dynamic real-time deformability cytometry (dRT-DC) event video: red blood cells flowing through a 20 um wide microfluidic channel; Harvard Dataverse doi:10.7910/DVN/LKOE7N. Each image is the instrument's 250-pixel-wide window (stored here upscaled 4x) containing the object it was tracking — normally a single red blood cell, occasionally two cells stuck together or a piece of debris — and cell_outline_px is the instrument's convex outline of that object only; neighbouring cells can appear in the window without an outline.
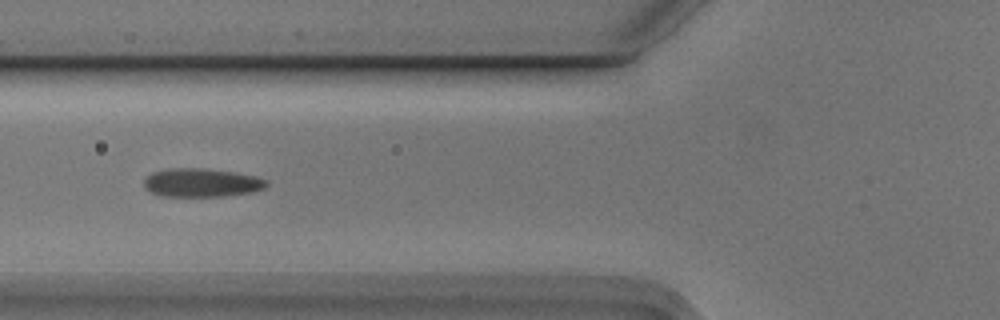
{"species": "Egyptian fruit bat (a non-hibernating species)", "species_latin": "Rousettus aegyptiacus", "temperature_condition": "cold", "stored_images_in_passage": 8, "camera_frame_rate_fps": 3000, "um_per_image_px": 0.085, "animal": {"sex": "male"}, "frame": {"image": 1, "passage_image": 6, "time_ms": 1.667, "image_size_px": [1000, 320], "cell_outline_px": [[268, 184], [264, 188], [252, 192], [224, 196], [160, 196], [144, 188], [144, 180], [152, 172], [168, 168], [200, 168], [232, 172], [256, 176], [268, 180]], "centroid_in_image_um": [17.13, 15.53], "position_along_channel_um": 108.7, "area_um2": 20.35}}
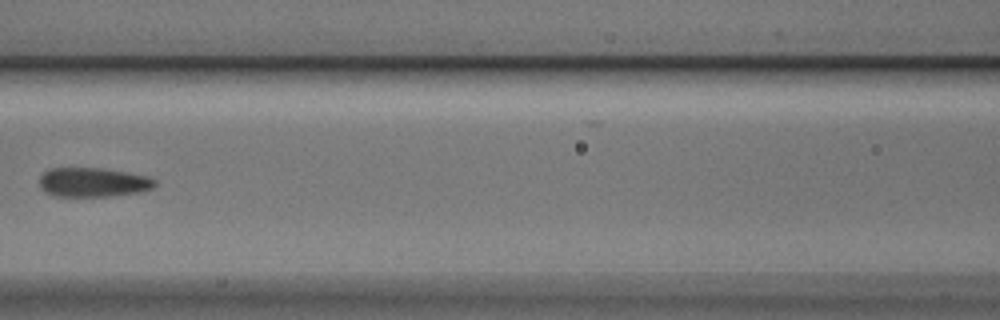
{"frame": {"image": 2, "passage_image": 7, "time_ms": 2.0, "image_size_px": [1000, 320], "cell_outline_px": [[156, 184], [152, 188], [140, 192], [112, 196], [52, 196], [44, 192], [40, 188], [40, 176], [48, 168], [96, 168], [124, 172], [148, 176], [156, 180]], "centroid_in_image_um": [7.88, 15.5], "position_along_channel_um": 158.7, "area_um2": 19.71}}
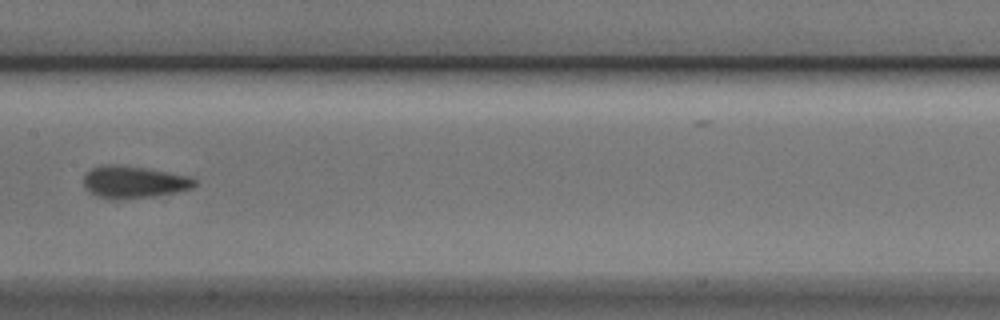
{"frame": {"image": 3, "passage_image": 8, "time_ms": 2.333, "image_size_px": [1000, 320], "cell_outline_px": [[200, 180], [192, 188], [180, 192], [124, 200], [112, 200], [96, 196], [84, 188], [84, 176], [92, 168], [104, 164], [116, 164], [144, 168], [192, 176]], "centroid_in_image_um": [11.41, 15.49], "position_along_channel_um": 196.0, "area_um2": 21.21}}